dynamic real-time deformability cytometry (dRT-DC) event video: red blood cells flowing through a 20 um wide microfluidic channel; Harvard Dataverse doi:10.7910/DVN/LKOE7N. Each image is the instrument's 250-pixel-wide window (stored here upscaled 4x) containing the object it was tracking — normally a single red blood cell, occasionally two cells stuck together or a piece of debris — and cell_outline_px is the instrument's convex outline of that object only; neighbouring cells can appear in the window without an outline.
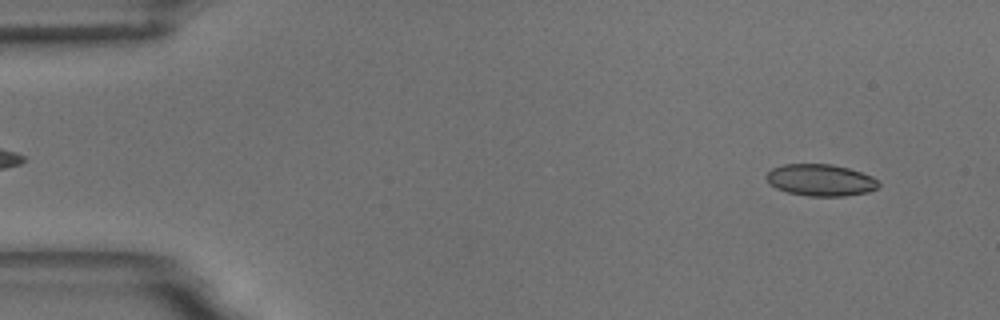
{"species": "common noctule bat (a hibernating species)", "species_latin": "Nyctalus noctula", "temperature_condition": "room temperature", "stored_images_in_passage": 16, "camera_frame_rate_fps": 3000, "um_per_image_px": 0.085, "animal": {"sex": "male", "body_mass_g": 18.8}, "frame": {"image": 1, "passage_image": 4, "time_ms": 1.0, "image_size_px": [1000, 320], "cell_outline_px": [[880, 184], [876, 188], [868, 192], [844, 196], [808, 196], [788, 192], [776, 188], [764, 176], [772, 168], [784, 164], [832, 164], [848, 168], [872, 176]], "centroid_in_image_um": [69.74, 15.3], "position_along_channel_um": 15.3, "area_um2": 20.63}}
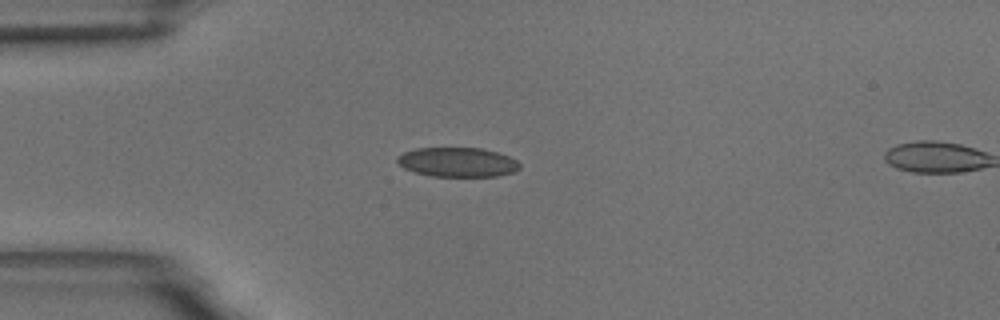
{"frame": {"image": 2, "passage_image": 14, "time_ms": 4.333, "image_size_px": [1000, 320], "cell_outline_px": [[520, 168], [512, 172], [496, 176], [428, 176], [412, 172], [404, 168], [396, 160], [396, 156], [404, 152], [416, 148], [480, 148], [496, 152], [508, 156], [516, 160], [520, 164]], "centroid_in_image_um": [38.84, 13.79], "position_along_channel_um": 46.2, "area_um2": 20.98}}